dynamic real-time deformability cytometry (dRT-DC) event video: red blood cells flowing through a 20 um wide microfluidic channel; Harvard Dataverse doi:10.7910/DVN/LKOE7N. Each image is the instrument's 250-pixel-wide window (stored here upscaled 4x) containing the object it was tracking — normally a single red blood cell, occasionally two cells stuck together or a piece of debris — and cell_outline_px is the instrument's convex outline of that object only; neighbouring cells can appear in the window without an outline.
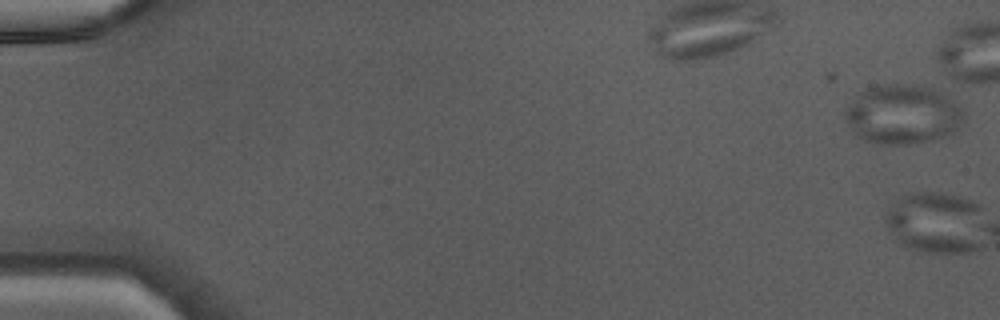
{"species": "Egyptian fruit bat (a non-hibernating species)", "species_latin": "Rousettus aegyptiacus", "temperature_condition": "warm", "stored_images_in_passage": 1, "camera_frame_rate_fps": 3000, "um_per_image_px": 0.085, "animal": {"sex": "male"}, "frame": {"image": 1, "passage_image": 1, "time_ms": 0.0, "image_size_px": [1000, 320], "cell_outline_px": [[964, 124], [948, 136], [932, 140], [908, 144], [880, 144], [864, 140], [856, 136], [852, 132], [844, 120], [844, 108], [860, 92], [868, 88], [880, 84], [932, 84], [964, 108]], "centroid_in_image_um": [76.76, 9.7], "position_along_channel_um": 8.2, "area_um2": 42.31}}